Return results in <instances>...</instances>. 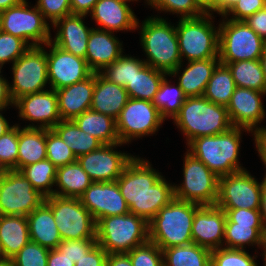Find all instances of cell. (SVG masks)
<instances>
[{
	"instance_id": "obj_1",
	"label": "cell",
	"mask_w": 266,
	"mask_h": 266,
	"mask_svg": "<svg viewBox=\"0 0 266 266\" xmlns=\"http://www.w3.org/2000/svg\"><path fill=\"white\" fill-rule=\"evenodd\" d=\"M132 214L150 222L174 197V185L153 169L149 161L133 157L116 180Z\"/></svg>"
},
{
	"instance_id": "obj_2",
	"label": "cell",
	"mask_w": 266,
	"mask_h": 266,
	"mask_svg": "<svg viewBox=\"0 0 266 266\" xmlns=\"http://www.w3.org/2000/svg\"><path fill=\"white\" fill-rule=\"evenodd\" d=\"M141 26L140 42L147 55L146 64L169 76L178 75L183 61L176 27L161 17H149Z\"/></svg>"
},
{
	"instance_id": "obj_3",
	"label": "cell",
	"mask_w": 266,
	"mask_h": 266,
	"mask_svg": "<svg viewBox=\"0 0 266 266\" xmlns=\"http://www.w3.org/2000/svg\"><path fill=\"white\" fill-rule=\"evenodd\" d=\"M241 130L251 132L242 127H232L225 133L200 136L187 144V152L203 162L218 177L245 170L238 161Z\"/></svg>"
},
{
	"instance_id": "obj_4",
	"label": "cell",
	"mask_w": 266,
	"mask_h": 266,
	"mask_svg": "<svg viewBox=\"0 0 266 266\" xmlns=\"http://www.w3.org/2000/svg\"><path fill=\"white\" fill-rule=\"evenodd\" d=\"M201 205L174 198L148 223L149 241L161 250L193 243L191 235L195 211Z\"/></svg>"
},
{
	"instance_id": "obj_5",
	"label": "cell",
	"mask_w": 266,
	"mask_h": 266,
	"mask_svg": "<svg viewBox=\"0 0 266 266\" xmlns=\"http://www.w3.org/2000/svg\"><path fill=\"white\" fill-rule=\"evenodd\" d=\"M173 120L186 136L187 144L197 137L225 133L233 127L227 108L204 96L186 97Z\"/></svg>"
},
{
	"instance_id": "obj_6",
	"label": "cell",
	"mask_w": 266,
	"mask_h": 266,
	"mask_svg": "<svg viewBox=\"0 0 266 266\" xmlns=\"http://www.w3.org/2000/svg\"><path fill=\"white\" fill-rule=\"evenodd\" d=\"M96 240L108 254L128 253L149 240L148 222L132 213L103 217L96 223Z\"/></svg>"
},
{
	"instance_id": "obj_7",
	"label": "cell",
	"mask_w": 266,
	"mask_h": 266,
	"mask_svg": "<svg viewBox=\"0 0 266 266\" xmlns=\"http://www.w3.org/2000/svg\"><path fill=\"white\" fill-rule=\"evenodd\" d=\"M212 14L205 12L193 18H180L176 26L181 60L219 58V27L213 25Z\"/></svg>"
},
{
	"instance_id": "obj_8",
	"label": "cell",
	"mask_w": 266,
	"mask_h": 266,
	"mask_svg": "<svg viewBox=\"0 0 266 266\" xmlns=\"http://www.w3.org/2000/svg\"><path fill=\"white\" fill-rule=\"evenodd\" d=\"M222 20L219 24L220 63L257 60L266 48V41L255 33L245 21Z\"/></svg>"
},
{
	"instance_id": "obj_9",
	"label": "cell",
	"mask_w": 266,
	"mask_h": 266,
	"mask_svg": "<svg viewBox=\"0 0 266 266\" xmlns=\"http://www.w3.org/2000/svg\"><path fill=\"white\" fill-rule=\"evenodd\" d=\"M62 240L96 239V221L79 198H45Z\"/></svg>"
},
{
	"instance_id": "obj_10",
	"label": "cell",
	"mask_w": 266,
	"mask_h": 266,
	"mask_svg": "<svg viewBox=\"0 0 266 266\" xmlns=\"http://www.w3.org/2000/svg\"><path fill=\"white\" fill-rule=\"evenodd\" d=\"M184 162V181L180 186H174V197L199 205H215L219 177L189 152L186 153Z\"/></svg>"
},
{
	"instance_id": "obj_11",
	"label": "cell",
	"mask_w": 266,
	"mask_h": 266,
	"mask_svg": "<svg viewBox=\"0 0 266 266\" xmlns=\"http://www.w3.org/2000/svg\"><path fill=\"white\" fill-rule=\"evenodd\" d=\"M12 64L13 84H9V91L13 102L25 95L45 90L49 82L44 47H30Z\"/></svg>"
},
{
	"instance_id": "obj_12",
	"label": "cell",
	"mask_w": 266,
	"mask_h": 266,
	"mask_svg": "<svg viewBox=\"0 0 266 266\" xmlns=\"http://www.w3.org/2000/svg\"><path fill=\"white\" fill-rule=\"evenodd\" d=\"M26 0L0 13L1 31L24 40L30 47L42 46L51 41L50 26L40 10L32 9ZM32 41L29 43V41Z\"/></svg>"
},
{
	"instance_id": "obj_13",
	"label": "cell",
	"mask_w": 266,
	"mask_h": 266,
	"mask_svg": "<svg viewBox=\"0 0 266 266\" xmlns=\"http://www.w3.org/2000/svg\"><path fill=\"white\" fill-rule=\"evenodd\" d=\"M44 201L20 171L9 170L0 177V215L27 217Z\"/></svg>"
},
{
	"instance_id": "obj_14",
	"label": "cell",
	"mask_w": 266,
	"mask_h": 266,
	"mask_svg": "<svg viewBox=\"0 0 266 266\" xmlns=\"http://www.w3.org/2000/svg\"><path fill=\"white\" fill-rule=\"evenodd\" d=\"M164 119L151 101L129 98L116 120L120 143L155 134Z\"/></svg>"
},
{
	"instance_id": "obj_15",
	"label": "cell",
	"mask_w": 266,
	"mask_h": 266,
	"mask_svg": "<svg viewBox=\"0 0 266 266\" xmlns=\"http://www.w3.org/2000/svg\"><path fill=\"white\" fill-rule=\"evenodd\" d=\"M261 183L249 171L242 170L219 177L216 204L222 209H259Z\"/></svg>"
},
{
	"instance_id": "obj_16",
	"label": "cell",
	"mask_w": 266,
	"mask_h": 266,
	"mask_svg": "<svg viewBox=\"0 0 266 266\" xmlns=\"http://www.w3.org/2000/svg\"><path fill=\"white\" fill-rule=\"evenodd\" d=\"M123 143L103 144L98 149L77 158L93 182H113L122 174L133 155L113 150ZM114 147V148H113Z\"/></svg>"
},
{
	"instance_id": "obj_17",
	"label": "cell",
	"mask_w": 266,
	"mask_h": 266,
	"mask_svg": "<svg viewBox=\"0 0 266 266\" xmlns=\"http://www.w3.org/2000/svg\"><path fill=\"white\" fill-rule=\"evenodd\" d=\"M44 46L51 48L49 53L46 51L50 88L58 90L70 86L85 80L94 73L85 58L75 56L54 45L51 41Z\"/></svg>"
},
{
	"instance_id": "obj_18",
	"label": "cell",
	"mask_w": 266,
	"mask_h": 266,
	"mask_svg": "<svg viewBox=\"0 0 266 266\" xmlns=\"http://www.w3.org/2000/svg\"><path fill=\"white\" fill-rule=\"evenodd\" d=\"M79 199L96 223L103 217L130 213L116 181L93 182Z\"/></svg>"
},
{
	"instance_id": "obj_19",
	"label": "cell",
	"mask_w": 266,
	"mask_h": 266,
	"mask_svg": "<svg viewBox=\"0 0 266 266\" xmlns=\"http://www.w3.org/2000/svg\"><path fill=\"white\" fill-rule=\"evenodd\" d=\"M19 109V117L30 122H41L40 125L29 123L25 128L52 129L62 119L58 109L56 90H44L41 92L25 95L14 102ZM38 126V127H37Z\"/></svg>"
},
{
	"instance_id": "obj_20",
	"label": "cell",
	"mask_w": 266,
	"mask_h": 266,
	"mask_svg": "<svg viewBox=\"0 0 266 266\" xmlns=\"http://www.w3.org/2000/svg\"><path fill=\"white\" fill-rule=\"evenodd\" d=\"M226 213L217 205H201L193 219V243L209 250L223 247Z\"/></svg>"
},
{
	"instance_id": "obj_21",
	"label": "cell",
	"mask_w": 266,
	"mask_h": 266,
	"mask_svg": "<svg viewBox=\"0 0 266 266\" xmlns=\"http://www.w3.org/2000/svg\"><path fill=\"white\" fill-rule=\"evenodd\" d=\"M266 95L244 87H236L227 105L229 119L233 127H242L254 132L258 123L265 118V109L261 97Z\"/></svg>"
},
{
	"instance_id": "obj_22",
	"label": "cell",
	"mask_w": 266,
	"mask_h": 266,
	"mask_svg": "<svg viewBox=\"0 0 266 266\" xmlns=\"http://www.w3.org/2000/svg\"><path fill=\"white\" fill-rule=\"evenodd\" d=\"M126 0H98L90 15L100 30L116 32L140 28L136 15Z\"/></svg>"
},
{
	"instance_id": "obj_23",
	"label": "cell",
	"mask_w": 266,
	"mask_h": 266,
	"mask_svg": "<svg viewBox=\"0 0 266 266\" xmlns=\"http://www.w3.org/2000/svg\"><path fill=\"white\" fill-rule=\"evenodd\" d=\"M85 17L86 15L71 14L57 20L52 26L58 27V30L51 42L75 56L85 58L88 38L93 29L85 26Z\"/></svg>"
},
{
	"instance_id": "obj_24",
	"label": "cell",
	"mask_w": 266,
	"mask_h": 266,
	"mask_svg": "<svg viewBox=\"0 0 266 266\" xmlns=\"http://www.w3.org/2000/svg\"><path fill=\"white\" fill-rule=\"evenodd\" d=\"M122 49V43L112 32L93 28L88 38L85 60L94 73H99L122 55Z\"/></svg>"
},
{
	"instance_id": "obj_25",
	"label": "cell",
	"mask_w": 266,
	"mask_h": 266,
	"mask_svg": "<svg viewBox=\"0 0 266 266\" xmlns=\"http://www.w3.org/2000/svg\"><path fill=\"white\" fill-rule=\"evenodd\" d=\"M94 92V73L83 81L56 90L62 120H73L90 110Z\"/></svg>"
},
{
	"instance_id": "obj_26",
	"label": "cell",
	"mask_w": 266,
	"mask_h": 266,
	"mask_svg": "<svg viewBox=\"0 0 266 266\" xmlns=\"http://www.w3.org/2000/svg\"><path fill=\"white\" fill-rule=\"evenodd\" d=\"M129 100L125 87L108 81L100 73H94V92L90 109L117 120Z\"/></svg>"
},
{
	"instance_id": "obj_27",
	"label": "cell",
	"mask_w": 266,
	"mask_h": 266,
	"mask_svg": "<svg viewBox=\"0 0 266 266\" xmlns=\"http://www.w3.org/2000/svg\"><path fill=\"white\" fill-rule=\"evenodd\" d=\"M30 240L48 248L56 249L62 241L52 209L43 202L27 217Z\"/></svg>"
},
{
	"instance_id": "obj_28",
	"label": "cell",
	"mask_w": 266,
	"mask_h": 266,
	"mask_svg": "<svg viewBox=\"0 0 266 266\" xmlns=\"http://www.w3.org/2000/svg\"><path fill=\"white\" fill-rule=\"evenodd\" d=\"M29 241L25 216L0 215V248L5 259L11 260Z\"/></svg>"
},
{
	"instance_id": "obj_29",
	"label": "cell",
	"mask_w": 266,
	"mask_h": 266,
	"mask_svg": "<svg viewBox=\"0 0 266 266\" xmlns=\"http://www.w3.org/2000/svg\"><path fill=\"white\" fill-rule=\"evenodd\" d=\"M220 63L219 58L188 61V66L181 72L177 84L186 97L203 96L213 71Z\"/></svg>"
},
{
	"instance_id": "obj_30",
	"label": "cell",
	"mask_w": 266,
	"mask_h": 266,
	"mask_svg": "<svg viewBox=\"0 0 266 266\" xmlns=\"http://www.w3.org/2000/svg\"><path fill=\"white\" fill-rule=\"evenodd\" d=\"M46 159V129L18 126L17 171Z\"/></svg>"
},
{
	"instance_id": "obj_31",
	"label": "cell",
	"mask_w": 266,
	"mask_h": 266,
	"mask_svg": "<svg viewBox=\"0 0 266 266\" xmlns=\"http://www.w3.org/2000/svg\"><path fill=\"white\" fill-rule=\"evenodd\" d=\"M93 183L78 161L57 168L54 195L64 198H80Z\"/></svg>"
},
{
	"instance_id": "obj_32",
	"label": "cell",
	"mask_w": 266,
	"mask_h": 266,
	"mask_svg": "<svg viewBox=\"0 0 266 266\" xmlns=\"http://www.w3.org/2000/svg\"><path fill=\"white\" fill-rule=\"evenodd\" d=\"M80 130L92 135L102 144L119 143L116 120L93 110L84 111L73 119Z\"/></svg>"
},
{
	"instance_id": "obj_33",
	"label": "cell",
	"mask_w": 266,
	"mask_h": 266,
	"mask_svg": "<svg viewBox=\"0 0 266 266\" xmlns=\"http://www.w3.org/2000/svg\"><path fill=\"white\" fill-rule=\"evenodd\" d=\"M225 248L244 249L245 244L257 245L263 248L266 244V225H244L231 222L228 218L225 223Z\"/></svg>"
},
{
	"instance_id": "obj_34",
	"label": "cell",
	"mask_w": 266,
	"mask_h": 266,
	"mask_svg": "<svg viewBox=\"0 0 266 266\" xmlns=\"http://www.w3.org/2000/svg\"><path fill=\"white\" fill-rule=\"evenodd\" d=\"M164 266H210L211 250L195 243L163 249Z\"/></svg>"
},
{
	"instance_id": "obj_35",
	"label": "cell",
	"mask_w": 266,
	"mask_h": 266,
	"mask_svg": "<svg viewBox=\"0 0 266 266\" xmlns=\"http://www.w3.org/2000/svg\"><path fill=\"white\" fill-rule=\"evenodd\" d=\"M78 158L103 145L92 135L79 129L73 120H61L52 128Z\"/></svg>"
},
{
	"instance_id": "obj_36",
	"label": "cell",
	"mask_w": 266,
	"mask_h": 266,
	"mask_svg": "<svg viewBox=\"0 0 266 266\" xmlns=\"http://www.w3.org/2000/svg\"><path fill=\"white\" fill-rule=\"evenodd\" d=\"M166 75L168 74L146 64L140 71H136L131 83L126 85L129 98L152 102Z\"/></svg>"
},
{
	"instance_id": "obj_37",
	"label": "cell",
	"mask_w": 266,
	"mask_h": 266,
	"mask_svg": "<svg viewBox=\"0 0 266 266\" xmlns=\"http://www.w3.org/2000/svg\"><path fill=\"white\" fill-rule=\"evenodd\" d=\"M235 88L230 69L227 65L219 63L207 83L203 96L210 102L227 107Z\"/></svg>"
},
{
	"instance_id": "obj_38",
	"label": "cell",
	"mask_w": 266,
	"mask_h": 266,
	"mask_svg": "<svg viewBox=\"0 0 266 266\" xmlns=\"http://www.w3.org/2000/svg\"><path fill=\"white\" fill-rule=\"evenodd\" d=\"M226 65L232 73L236 87L265 92L264 75L259 59L241 60Z\"/></svg>"
},
{
	"instance_id": "obj_39",
	"label": "cell",
	"mask_w": 266,
	"mask_h": 266,
	"mask_svg": "<svg viewBox=\"0 0 266 266\" xmlns=\"http://www.w3.org/2000/svg\"><path fill=\"white\" fill-rule=\"evenodd\" d=\"M20 172L45 198L54 195L57 167L47 158L23 167Z\"/></svg>"
},
{
	"instance_id": "obj_40",
	"label": "cell",
	"mask_w": 266,
	"mask_h": 266,
	"mask_svg": "<svg viewBox=\"0 0 266 266\" xmlns=\"http://www.w3.org/2000/svg\"><path fill=\"white\" fill-rule=\"evenodd\" d=\"M167 78H164L160 84L158 92L152 101L154 106L159 110L161 117L165 120L171 117L172 119L179 113L186 96L181 87L169 85Z\"/></svg>"
},
{
	"instance_id": "obj_41",
	"label": "cell",
	"mask_w": 266,
	"mask_h": 266,
	"mask_svg": "<svg viewBox=\"0 0 266 266\" xmlns=\"http://www.w3.org/2000/svg\"><path fill=\"white\" fill-rule=\"evenodd\" d=\"M145 65L146 62L139 58L122 54L99 73L108 81L126 87L128 83H131L136 71H140Z\"/></svg>"
},
{
	"instance_id": "obj_42",
	"label": "cell",
	"mask_w": 266,
	"mask_h": 266,
	"mask_svg": "<svg viewBox=\"0 0 266 266\" xmlns=\"http://www.w3.org/2000/svg\"><path fill=\"white\" fill-rule=\"evenodd\" d=\"M46 158L57 168L77 161L71 148L53 129H46Z\"/></svg>"
},
{
	"instance_id": "obj_43",
	"label": "cell",
	"mask_w": 266,
	"mask_h": 266,
	"mask_svg": "<svg viewBox=\"0 0 266 266\" xmlns=\"http://www.w3.org/2000/svg\"><path fill=\"white\" fill-rule=\"evenodd\" d=\"M245 249H229L221 247L211 251L210 266H258Z\"/></svg>"
},
{
	"instance_id": "obj_44",
	"label": "cell",
	"mask_w": 266,
	"mask_h": 266,
	"mask_svg": "<svg viewBox=\"0 0 266 266\" xmlns=\"http://www.w3.org/2000/svg\"><path fill=\"white\" fill-rule=\"evenodd\" d=\"M146 2L159 11L180 14L181 19L198 17L205 13L194 0H146Z\"/></svg>"
},
{
	"instance_id": "obj_45",
	"label": "cell",
	"mask_w": 266,
	"mask_h": 266,
	"mask_svg": "<svg viewBox=\"0 0 266 266\" xmlns=\"http://www.w3.org/2000/svg\"><path fill=\"white\" fill-rule=\"evenodd\" d=\"M50 249L29 241L11 259L12 266H47Z\"/></svg>"
},
{
	"instance_id": "obj_46",
	"label": "cell",
	"mask_w": 266,
	"mask_h": 266,
	"mask_svg": "<svg viewBox=\"0 0 266 266\" xmlns=\"http://www.w3.org/2000/svg\"><path fill=\"white\" fill-rule=\"evenodd\" d=\"M127 254L133 266H164L163 251L149 240L133 248Z\"/></svg>"
},
{
	"instance_id": "obj_47",
	"label": "cell",
	"mask_w": 266,
	"mask_h": 266,
	"mask_svg": "<svg viewBox=\"0 0 266 266\" xmlns=\"http://www.w3.org/2000/svg\"><path fill=\"white\" fill-rule=\"evenodd\" d=\"M29 48L30 46L21 38L0 31V70L3 64L10 61L14 63Z\"/></svg>"
},
{
	"instance_id": "obj_48",
	"label": "cell",
	"mask_w": 266,
	"mask_h": 266,
	"mask_svg": "<svg viewBox=\"0 0 266 266\" xmlns=\"http://www.w3.org/2000/svg\"><path fill=\"white\" fill-rule=\"evenodd\" d=\"M18 124L0 136V160L9 170L17 171Z\"/></svg>"
},
{
	"instance_id": "obj_49",
	"label": "cell",
	"mask_w": 266,
	"mask_h": 266,
	"mask_svg": "<svg viewBox=\"0 0 266 266\" xmlns=\"http://www.w3.org/2000/svg\"><path fill=\"white\" fill-rule=\"evenodd\" d=\"M45 20L53 25L57 20L72 14L70 0H38L35 5Z\"/></svg>"
},
{
	"instance_id": "obj_50",
	"label": "cell",
	"mask_w": 266,
	"mask_h": 266,
	"mask_svg": "<svg viewBox=\"0 0 266 266\" xmlns=\"http://www.w3.org/2000/svg\"><path fill=\"white\" fill-rule=\"evenodd\" d=\"M96 239L82 240H62L57 249L69 259L76 263L81 257L86 255L95 245Z\"/></svg>"
},
{
	"instance_id": "obj_51",
	"label": "cell",
	"mask_w": 266,
	"mask_h": 266,
	"mask_svg": "<svg viewBox=\"0 0 266 266\" xmlns=\"http://www.w3.org/2000/svg\"><path fill=\"white\" fill-rule=\"evenodd\" d=\"M265 6L266 0H238L224 16L232 13L230 20L244 21Z\"/></svg>"
},
{
	"instance_id": "obj_52",
	"label": "cell",
	"mask_w": 266,
	"mask_h": 266,
	"mask_svg": "<svg viewBox=\"0 0 266 266\" xmlns=\"http://www.w3.org/2000/svg\"><path fill=\"white\" fill-rule=\"evenodd\" d=\"M226 217L234 223L244 225H265L259 209H223Z\"/></svg>"
},
{
	"instance_id": "obj_53",
	"label": "cell",
	"mask_w": 266,
	"mask_h": 266,
	"mask_svg": "<svg viewBox=\"0 0 266 266\" xmlns=\"http://www.w3.org/2000/svg\"><path fill=\"white\" fill-rule=\"evenodd\" d=\"M108 253L97 243L75 266H106Z\"/></svg>"
},
{
	"instance_id": "obj_54",
	"label": "cell",
	"mask_w": 266,
	"mask_h": 266,
	"mask_svg": "<svg viewBox=\"0 0 266 266\" xmlns=\"http://www.w3.org/2000/svg\"><path fill=\"white\" fill-rule=\"evenodd\" d=\"M244 21L255 33L266 41V6Z\"/></svg>"
},
{
	"instance_id": "obj_55",
	"label": "cell",
	"mask_w": 266,
	"mask_h": 266,
	"mask_svg": "<svg viewBox=\"0 0 266 266\" xmlns=\"http://www.w3.org/2000/svg\"><path fill=\"white\" fill-rule=\"evenodd\" d=\"M255 146L257 148L258 154L261 157L260 159L264 163L266 167V128L265 127H257L253 132ZM266 174V173H265Z\"/></svg>"
},
{
	"instance_id": "obj_56",
	"label": "cell",
	"mask_w": 266,
	"mask_h": 266,
	"mask_svg": "<svg viewBox=\"0 0 266 266\" xmlns=\"http://www.w3.org/2000/svg\"><path fill=\"white\" fill-rule=\"evenodd\" d=\"M47 266H75V263L56 248L50 249Z\"/></svg>"
},
{
	"instance_id": "obj_57",
	"label": "cell",
	"mask_w": 266,
	"mask_h": 266,
	"mask_svg": "<svg viewBox=\"0 0 266 266\" xmlns=\"http://www.w3.org/2000/svg\"><path fill=\"white\" fill-rule=\"evenodd\" d=\"M98 0H70L72 14L88 15Z\"/></svg>"
},
{
	"instance_id": "obj_58",
	"label": "cell",
	"mask_w": 266,
	"mask_h": 266,
	"mask_svg": "<svg viewBox=\"0 0 266 266\" xmlns=\"http://www.w3.org/2000/svg\"><path fill=\"white\" fill-rule=\"evenodd\" d=\"M9 105H14L9 91V83L4 77H2V75H0V111H3Z\"/></svg>"
},
{
	"instance_id": "obj_59",
	"label": "cell",
	"mask_w": 266,
	"mask_h": 266,
	"mask_svg": "<svg viewBox=\"0 0 266 266\" xmlns=\"http://www.w3.org/2000/svg\"><path fill=\"white\" fill-rule=\"evenodd\" d=\"M106 266H133L127 253L108 254Z\"/></svg>"
},
{
	"instance_id": "obj_60",
	"label": "cell",
	"mask_w": 266,
	"mask_h": 266,
	"mask_svg": "<svg viewBox=\"0 0 266 266\" xmlns=\"http://www.w3.org/2000/svg\"><path fill=\"white\" fill-rule=\"evenodd\" d=\"M238 0H212L210 6V12H216L219 15H225L231 7L237 2Z\"/></svg>"
},
{
	"instance_id": "obj_61",
	"label": "cell",
	"mask_w": 266,
	"mask_h": 266,
	"mask_svg": "<svg viewBox=\"0 0 266 266\" xmlns=\"http://www.w3.org/2000/svg\"><path fill=\"white\" fill-rule=\"evenodd\" d=\"M259 211L262 217V221L266 225V174L263 181L261 182V202Z\"/></svg>"
},
{
	"instance_id": "obj_62",
	"label": "cell",
	"mask_w": 266,
	"mask_h": 266,
	"mask_svg": "<svg viewBox=\"0 0 266 266\" xmlns=\"http://www.w3.org/2000/svg\"><path fill=\"white\" fill-rule=\"evenodd\" d=\"M23 0H0V13L10 7L20 4Z\"/></svg>"
},
{
	"instance_id": "obj_63",
	"label": "cell",
	"mask_w": 266,
	"mask_h": 266,
	"mask_svg": "<svg viewBox=\"0 0 266 266\" xmlns=\"http://www.w3.org/2000/svg\"><path fill=\"white\" fill-rule=\"evenodd\" d=\"M13 126L9 125V122L4 118V116L0 113V136L6 134L9 130H11Z\"/></svg>"
},
{
	"instance_id": "obj_64",
	"label": "cell",
	"mask_w": 266,
	"mask_h": 266,
	"mask_svg": "<svg viewBox=\"0 0 266 266\" xmlns=\"http://www.w3.org/2000/svg\"><path fill=\"white\" fill-rule=\"evenodd\" d=\"M212 0H194V2L204 11L210 13V6Z\"/></svg>"
},
{
	"instance_id": "obj_65",
	"label": "cell",
	"mask_w": 266,
	"mask_h": 266,
	"mask_svg": "<svg viewBox=\"0 0 266 266\" xmlns=\"http://www.w3.org/2000/svg\"><path fill=\"white\" fill-rule=\"evenodd\" d=\"M259 62L263 70L264 81H265V93H266V48L264 49L262 55L260 56Z\"/></svg>"
},
{
	"instance_id": "obj_66",
	"label": "cell",
	"mask_w": 266,
	"mask_h": 266,
	"mask_svg": "<svg viewBox=\"0 0 266 266\" xmlns=\"http://www.w3.org/2000/svg\"><path fill=\"white\" fill-rule=\"evenodd\" d=\"M9 171V169L3 164V162L0 160V177L6 174Z\"/></svg>"
},
{
	"instance_id": "obj_67",
	"label": "cell",
	"mask_w": 266,
	"mask_h": 266,
	"mask_svg": "<svg viewBox=\"0 0 266 266\" xmlns=\"http://www.w3.org/2000/svg\"><path fill=\"white\" fill-rule=\"evenodd\" d=\"M0 266H12V262L9 259H5L0 262Z\"/></svg>"
},
{
	"instance_id": "obj_68",
	"label": "cell",
	"mask_w": 266,
	"mask_h": 266,
	"mask_svg": "<svg viewBox=\"0 0 266 266\" xmlns=\"http://www.w3.org/2000/svg\"><path fill=\"white\" fill-rule=\"evenodd\" d=\"M263 250H264V253L262 254V256L264 257V264H265V266H266V244H265V246L263 247Z\"/></svg>"
},
{
	"instance_id": "obj_69",
	"label": "cell",
	"mask_w": 266,
	"mask_h": 266,
	"mask_svg": "<svg viewBox=\"0 0 266 266\" xmlns=\"http://www.w3.org/2000/svg\"><path fill=\"white\" fill-rule=\"evenodd\" d=\"M3 260H5V258L3 256L2 251H1V248H0V262L3 261Z\"/></svg>"
}]
</instances>
